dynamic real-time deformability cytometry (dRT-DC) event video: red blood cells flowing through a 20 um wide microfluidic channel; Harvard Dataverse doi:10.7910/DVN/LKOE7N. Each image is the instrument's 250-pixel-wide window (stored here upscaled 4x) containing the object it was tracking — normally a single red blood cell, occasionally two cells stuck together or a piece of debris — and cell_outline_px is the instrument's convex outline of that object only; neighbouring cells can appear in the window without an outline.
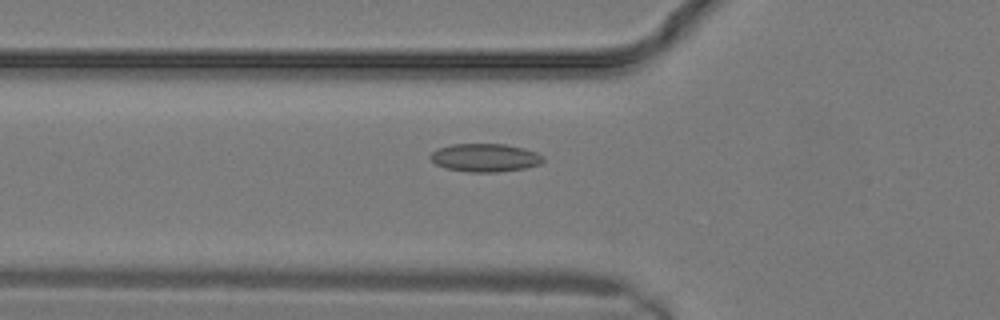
{"species": "common noctule bat (a hibernating species)", "species_latin": "Nyctalus noctula", "temperature_condition": "warm", "stored_images_in_passage": 6, "camera_frame_rate_fps": 3000, "um_per_image_px": 0.085, "animal": {"sex": "male", "body_mass_g": 19.2, "forearm_length_mm": 51.8}, "frame": {"image": 1, "passage_image": 4, "time_ms": 1.0, "image_size_px": [1000, 320], "cell_outline_px": [[544, 160], [540, 164], [524, 168], [496, 172], [468, 172], [444, 168], [436, 164], [428, 156], [436, 148], [452, 144], [504, 144], [524, 148], [536, 152], [544, 156]], "centroid_in_image_um": [41.21, 13.4], "position_along_channel_um": 84.6, "area_um2": 18.61}}
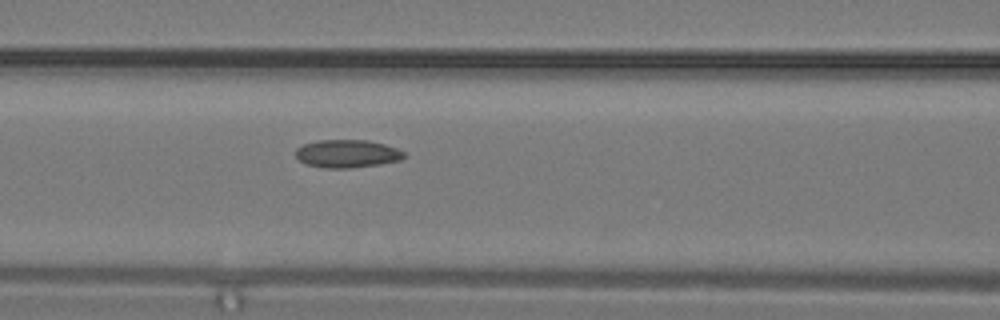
{"frame": {"image": 2, "passage_image": 6, "time_ms": 1.667, "image_size_px": [1000, 320], "cell_outline_px": [[408, 156], [400, 160], [380, 164], [352, 168], [324, 168], [304, 164], [296, 156], [296, 148], [304, 144], [316, 140], [368, 140], [384, 144], [396, 148], [404, 152]], "centroid_in_image_um": [29.51, 13.06], "position_along_channel_um": 137.1, "area_um2": 17.8}}